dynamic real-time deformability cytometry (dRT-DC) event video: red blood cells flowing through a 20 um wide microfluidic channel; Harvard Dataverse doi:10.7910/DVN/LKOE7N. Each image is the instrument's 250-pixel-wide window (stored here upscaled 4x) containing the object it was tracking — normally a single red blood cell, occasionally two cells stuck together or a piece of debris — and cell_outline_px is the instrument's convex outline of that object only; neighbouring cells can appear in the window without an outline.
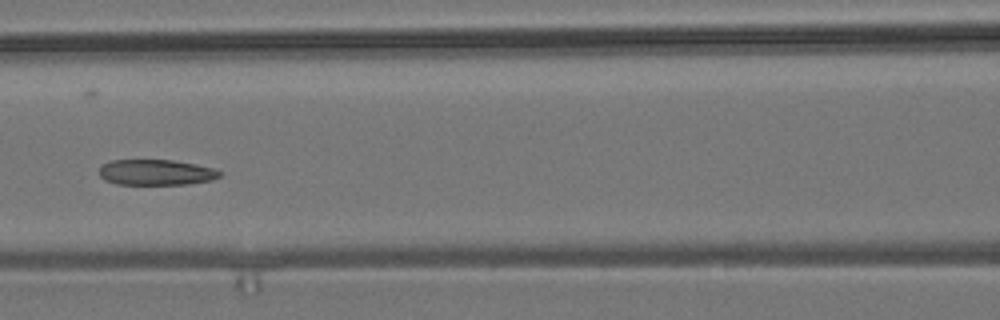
{"species": "common noctule bat (a hibernating species)", "species_latin": "Nyctalus noctula", "temperature_condition": "room temperature", "stored_images_in_passage": 7, "camera_frame_rate_fps": 3000, "um_per_image_px": 0.085, "animal": {"sex": "male", "body_mass_g": 19.2, "forearm_length_mm": 51.8}, "frame": {"image": 1, "passage_image": 7, "time_ms": 7.0, "image_size_px": [1000, 320], "cell_outline_px": [[224, 172], [220, 176], [212, 180], [188, 184], [116, 184], [104, 180], [100, 176], [100, 164], [112, 160], [172, 160], [196, 164], [212, 168]], "centroid_in_image_um": [13.26, 14.65], "position_along_channel_um": 153.3, "area_um2": 18.09}}